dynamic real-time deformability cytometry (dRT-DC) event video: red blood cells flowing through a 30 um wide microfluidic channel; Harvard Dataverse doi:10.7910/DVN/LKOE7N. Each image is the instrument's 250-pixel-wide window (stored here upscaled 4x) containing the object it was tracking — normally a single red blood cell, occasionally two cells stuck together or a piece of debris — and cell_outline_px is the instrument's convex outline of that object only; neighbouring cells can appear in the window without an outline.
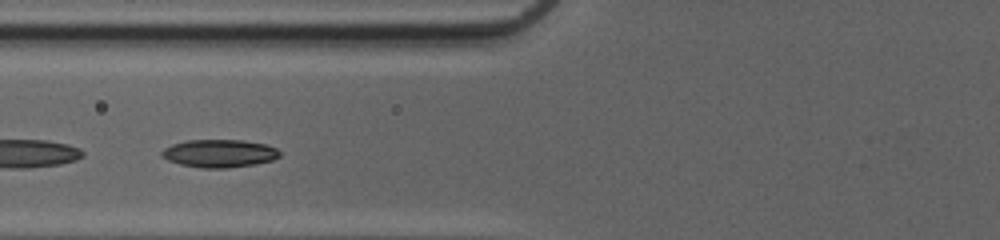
{"species": "common noctule bat (a hibernating species)", "species_latin": "Nyctalus noctula", "temperature_condition": "cold", "stored_images_in_passage": 44, "segment_of_instrument_passage": [2, 2], "camera_frame_rate_fps": 3000, "um_per_image_px": 0.085, "animal": {"sex": "female", "body_mass_g": 20.0, "forearm_length_mm": 54.0}, "frame": {"image": 1, "passage_image": 15, "time_ms": 4.667, "image_size_px": [1000, 240], "cell_outline_px": [[280, 156], [272, 160], [256, 164], [228, 168], [200, 168], [180, 164], [168, 160], [160, 156], [160, 152], [164, 148], [172, 144], [188, 140], [244, 140], [264, 144], [276, 148], [280, 152]], "centroid_in_image_um": [18.62, 13.04], "position_along_channel_um": 107.2, "area_um2": 19.25}}
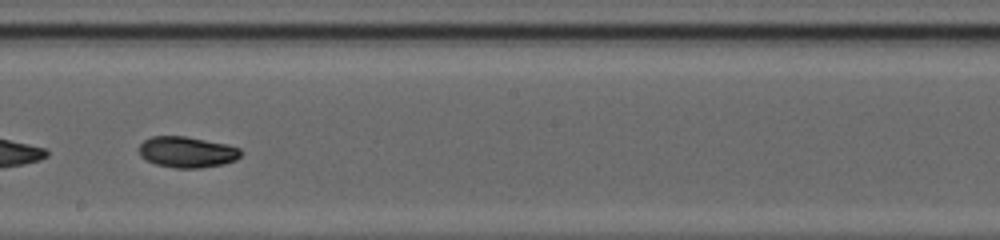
{"frame": {"image": 2, "passage_image": 24, "time_ms": 7.667, "image_size_px": [1000, 240], "cell_outline_px": [[244, 152], [236, 160], [224, 164], [200, 168], [176, 168], [156, 164], [144, 160], [140, 156], [140, 144], [144, 140], [152, 136], [184, 136], [228, 144], [240, 148]], "centroid_in_image_um": [15.92, 12.93], "position_along_channel_um": 232.3, "area_um2": 18.55}}
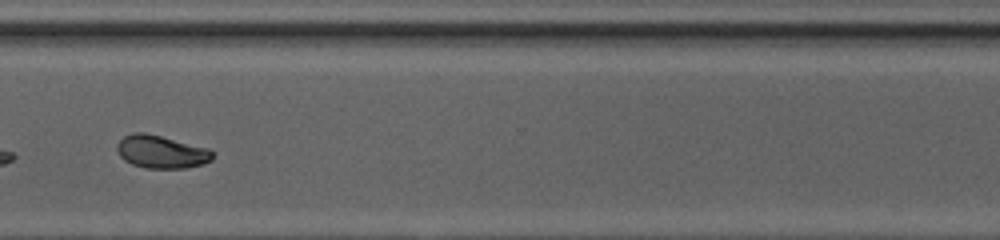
{"frame": {"image": 3, "passage_image": 33, "time_ms": 10.667, "image_size_px": [1000, 240], "cell_outline_px": [[212, 160], [204, 164], [184, 168], [144, 168], [132, 164], [124, 160], [120, 156], [116, 148], [116, 144], [124, 136], [132, 132], [144, 132], [208, 148], [212, 152]], "centroid_in_image_um": [13.68, 12.91], "position_along_channel_um": 356.9, "area_um2": 18.26}}